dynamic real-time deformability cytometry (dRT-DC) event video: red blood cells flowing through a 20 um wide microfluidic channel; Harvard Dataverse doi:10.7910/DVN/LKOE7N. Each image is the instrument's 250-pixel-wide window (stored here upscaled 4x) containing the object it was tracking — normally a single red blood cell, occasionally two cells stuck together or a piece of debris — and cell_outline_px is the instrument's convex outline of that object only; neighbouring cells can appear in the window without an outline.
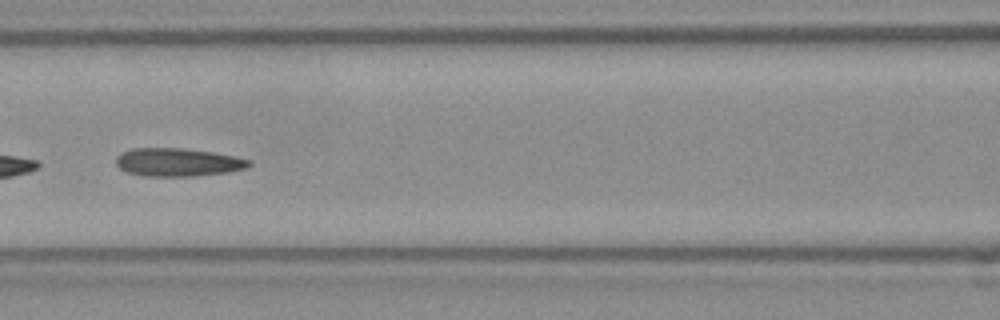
{"species": "Egyptian fruit bat (a non-hibernating species)", "species_latin": "Rousettus aegyptiacus", "temperature_condition": "room temperature", "stored_images_in_passage": 16, "camera_frame_rate_fps": 3000, "um_per_image_px": 0.085, "frame": {"image": 1, "passage_image": 12, "time_ms": 3.667, "image_size_px": [1000, 320], "cell_outline_px": [[252, 164], [248, 168], [228, 172], [196, 176], [140, 176], [128, 172], [120, 168], [116, 164], [116, 156], [120, 152], [132, 148], [184, 148], [212, 152], [252, 160]], "centroid_in_image_um": [15.11, 13.79], "position_along_channel_um": 151.5, "area_um2": 22.02}}